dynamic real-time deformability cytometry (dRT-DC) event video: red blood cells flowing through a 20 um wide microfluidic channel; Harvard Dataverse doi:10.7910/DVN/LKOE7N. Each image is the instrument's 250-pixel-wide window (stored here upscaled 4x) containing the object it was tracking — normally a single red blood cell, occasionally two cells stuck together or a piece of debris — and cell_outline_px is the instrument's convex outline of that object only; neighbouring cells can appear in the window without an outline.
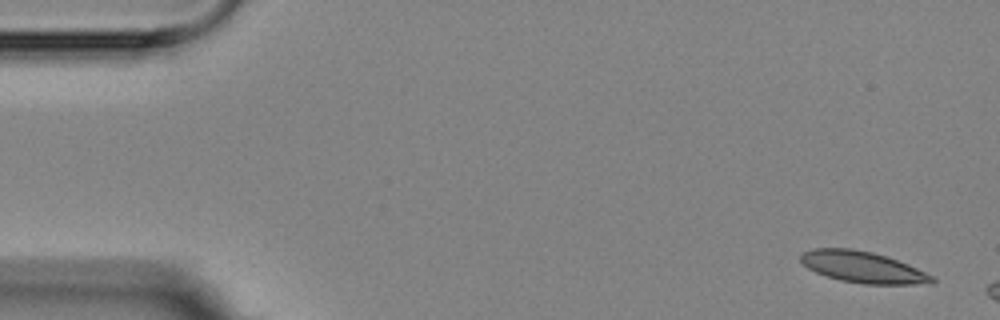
{"species": "Egyptian fruit bat (a non-hibernating species)", "species_latin": "Rousettus aegyptiacus", "temperature_condition": "room temperature", "stored_images_in_passage": 4, "camera_frame_rate_fps": 3000, "um_per_image_px": 0.085, "animal": {"sex": "female"}, "frame": {"image": 1, "passage_image": 1, "time_ms": 0.0, "image_size_px": [1000, 320], "cell_outline_px": [[936, 280], [932, 284], [864, 284], [840, 280], [816, 272], [808, 268], [800, 260], [800, 256], [804, 252], [812, 248], [852, 248], [872, 252], [908, 264], [932, 276]], "centroid_in_image_um": [73.33, 22.7], "position_along_channel_um": 11.7, "area_um2": 23.76}}